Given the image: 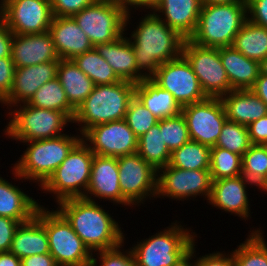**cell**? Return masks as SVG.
<instances>
[{"label":"cell","instance_id":"cell-46","mask_svg":"<svg viewBox=\"0 0 267 266\" xmlns=\"http://www.w3.org/2000/svg\"><path fill=\"white\" fill-rule=\"evenodd\" d=\"M247 19L267 28V0H248Z\"/></svg>","mask_w":267,"mask_h":266},{"label":"cell","instance_id":"cell-17","mask_svg":"<svg viewBox=\"0 0 267 266\" xmlns=\"http://www.w3.org/2000/svg\"><path fill=\"white\" fill-rule=\"evenodd\" d=\"M82 141L94 154L100 156L118 158L134 154L138 148V137L124 119L87 129L82 134Z\"/></svg>","mask_w":267,"mask_h":266},{"label":"cell","instance_id":"cell-6","mask_svg":"<svg viewBox=\"0 0 267 266\" xmlns=\"http://www.w3.org/2000/svg\"><path fill=\"white\" fill-rule=\"evenodd\" d=\"M177 220L131 247L136 266H172L195 242L197 234L184 228ZM192 231V232H191Z\"/></svg>","mask_w":267,"mask_h":266},{"label":"cell","instance_id":"cell-51","mask_svg":"<svg viewBox=\"0 0 267 266\" xmlns=\"http://www.w3.org/2000/svg\"><path fill=\"white\" fill-rule=\"evenodd\" d=\"M251 90L267 105V76L259 73Z\"/></svg>","mask_w":267,"mask_h":266},{"label":"cell","instance_id":"cell-22","mask_svg":"<svg viewBox=\"0 0 267 266\" xmlns=\"http://www.w3.org/2000/svg\"><path fill=\"white\" fill-rule=\"evenodd\" d=\"M201 7L200 0H159L152 11L157 12L169 28L190 39L197 28Z\"/></svg>","mask_w":267,"mask_h":266},{"label":"cell","instance_id":"cell-8","mask_svg":"<svg viewBox=\"0 0 267 266\" xmlns=\"http://www.w3.org/2000/svg\"><path fill=\"white\" fill-rule=\"evenodd\" d=\"M94 153L82 140L41 186L43 193H52L55 202L84 198L90 182Z\"/></svg>","mask_w":267,"mask_h":266},{"label":"cell","instance_id":"cell-32","mask_svg":"<svg viewBox=\"0 0 267 266\" xmlns=\"http://www.w3.org/2000/svg\"><path fill=\"white\" fill-rule=\"evenodd\" d=\"M137 153L157 171L169 164L171 152L163 141L160 120L138 138Z\"/></svg>","mask_w":267,"mask_h":266},{"label":"cell","instance_id":"cell-41","mask_svg":"<svg viewBox=\"0 0 267 266\" xmlns=\"http://www.w3.org/2000/svg\"><path fill=\"white\" fill-rule=\"evenodd\" d=\"M124 120L138 138L159 121L136 96L129 103Z\"/></svg>","mask_w":267,"mask_h":266},{"label":"cell","instance_id":"cell-11","mask_svg":"<svg viewBox=\"0 0 267 266\" xmlns=\"http://www.w3.org/2000/svg\"><path fill=\"white\" fill-rule=\"evenodd\" d=\"M122 205L139 206L157 195L158 171L137 152L117 158Z\"/></svg>","mask_w":267,"mask_h":266},{"label":"cell","instance_id":"cell-4","mask_svg":"<svg viewBox=\"0 0 267 266\" xmlns=\"http://www.w3.org/2000/svg\"><path fill=\"white\" fill-rule=\"evenodd\" d=\"M135 87L136 84L125 80L109 85H95L75 110L72 123H78L82 135L93 126L123 120L129 103L135 97Z\"/></svg>","mask_w":267,"mask_h":266},{"label":"cell","instance_id":"cell-9","mask_svg":"<svg viewBox=\"0 0 267 266\" xmlns=\"http://www.w3.org/2000/svg\"><path fill=\"white\" fill-rule=\"evenodd\" d=\"M42 206V225L49 240V253L58 266H91L92 253L67 220L57 211Z\"/></svg>","mask_w":267,"mask_h":266},{"label":"cell","instance_id":"cell-49","mask_svg":"<svg viewBox=\"0 0 267 266\" xmlns=\"http://www.w3.org/2000/svg\"><path fill=\"white\" fill-rule=\"evenodd\" d=\"M13 32L0 19V58L11 57Z\"/></svg>","mask_w":267,"mask_h":266},{"label":"cell","instance_id":"cell-50","mask_svg":"<svg viewBox=\"0 0 267 266\" xmlns=\"http://www.w3.org/2000/svg\"><path fill=\"white\" fill-rule=\"evenodd\" d=\"M21 266H58L50 253L35 254L21 259Z\"/></svg>","mask_w":267,"mask_h":266},{"label":"cell","instance_id":"cell-38","mask_svg":"<svg viewBox=\"0 0 267 266\" xmlns=\"http://www.w3.org/2000/svg\"><path fill=\"white\" fill-rule=\"evenodd\" d=\"M210 174L212 181L242 175V156L220 147H211Z\"/></svg>","mask_w":267,"mask_h":266},{"label":"cell","instance_id":"cell-42","mask_svg":"<svg viewBox=\"0 0 267 266\" xmlns=\"http://www.w3.org/2000/svg\"><path fill=\"white\" fill-rule=\"evenodd\" d=\"M124 244L123 242L121 245L112 249L93 253L91 266H136L131 249H125L126 251L124 249L122 250ZM94 254L98 255L96 256ZM94 256L98 258L99 265H97L98 261Z\"/></svg>","mask_w":267,"mask_h":266},{"label":"cell","instance_id":"cell-14","mask_svg":"<svg viewBox=\"0 0 267 266\" xmlns=\"http://www.w3.org/2000/svg\"><path fill=\"white\" fill-rule=\"evenodd\" d=\"M0 19L13 34L47 32L53 19L50 0H3Z\"/></svg>","mask_w":267,"mask_h":266},{"label":"cell","instance_id":"cell-12","mask_svg":"<svg viewBox=\"0 0 267 266\" xmlns=\"http://www.w3.org/2000/svg\"><path fill=\"white\" fill-rule=\"evenodd\" d=\"M182 55L192 66L201 89L207 97L220 98L233 90L223 67L219 48L203 47L190 39H185Z\"/></svg>","mask_w":267,"mask_h":266},{"label":"cell","instance_id":"cell-15","mask_svg":"<svg viewBox=\"0 0 267 266\" xmlns=\"http://www.w3.org/2000/svg\"><path fill=\"white\" fill-rule=\"evenodd\" d=\"M151 79L169 91L181 107L207 98L192 66L183 55L162 64Z\"/></svg>","mask_w":267,"mask_h":266},{"label":"cell","instance_id":"cell-56","mask_svg":"<svg viewBox=\"0 0 267 266\" xmlns=\"http://www.w3.org/2000/svg\"><path fill=\"white\" fill-rule=\"evenodd\" d=\"M260 74L267 76V57L259 63Z\"/></svg>","mask_w":267,"mask_h":266},{"label":"cell","instance_id":"cell-21","mask_svg":"<svg viewBox=\"0 0 267 266\" xmlns=\"http://www.w3.org/2000/svg\"><path fill=\"white\" fill-rule=\"evenodd\" d=\"M11 57L15 68L60 60L49 31L36 34H13Z\"/></svg>","mask_w":267,"mask_h":266},{"label":"cell","instance_id":"cell-37","mask_svg":"<svg viewBox=\"0 0 267 266\" xmlns=\"http://www.w3.org/2000/svg\"><path fill=\"white\" fill-rule=\"evenodd\" d=\"M242 175L258 188L267 179V145L252 144L242 156Z\"/></svg>","mask_w":267,"mask_h":266},{"label":"cell","instance_id":"cell-57","mask_svg":"<svg viewBox=\"0 0 267 266\" xmlns=\"http://www.w3.org/2000/svg\"><path fill=\"white\" fill-rule=\"evenodd\" d=\"M96 1L117 4L126 9V0H96Z\"/></svg>","mask_w":267,"mask_h":266},{"label":"cell","instance_id":"cell-30","mask_svg":"<svg viewBox=\"0 0 267 266\" xmlns=\"http://www.w3.org/2000/svg\"><path fill=\"white\" fill-rule=\"evenodd\" d=\"M57 78L69 103L75 109L87 98L95 86L93 81L78 68L73 60H59Z\"/></svg>","mask_w":267,"mask_h":266},{"label":"cell","instance_id":"cell-5","mask_svg":"<svg viewBox=\"0 0 267 266\" xmlns=\"http://www.w3.org/2000/svg\"><path fill=\"white\" fill-rule=\"evenodd\" d=\"M247 20V4L202 5L195 33L190 40L203 47L232 46Z\"/></svg>","mask_w":267,"mask_h":266},{"label":"cell","instance_id":"cell-53","mask_svg":"<svg viewBox=\"0 0 267 266\" xmlns=\"http://www.w3.org/2000/svg\"><path fill=\"white\" fill-rule=\"evenodd\" d=\"M0 266H21V259L10 251L0 252Z\"/></svg>","mask_w":267,"mask_h":266},{"label":"cell","instance_id":"cell-47","mask_svg":"<svg viewBox=\"0 0 267 266\" xmlns=\"http://www.w3.org/2000/svg\"><path fill=\"white\" fill-rule=\"evenodd\" d=\"M195 266H235L232 252L229 254L222 251L205 254L197 257Z\"/></svg>","mask_w":267,"mask_h":266},{"label":"cell","instance_id":"cell-54","mask_svg":"<svg viewBox=\"0 0 267 266\" xmlns=\"http://www.w3.org/2000/svg\"><path fill=\"white\" fill-rule=\"evenodd\" d=\"M195 243L196 242H194L193 245L191 246V249L172 266H195V260L194 259L196 258L195 254L197 252L195 250L197 248V247H195V246H197ZM192 259L194 262L192 261Z\"/></svg>","mask_w":267,"mask_h":266},{"label":"cell","instance_id":"cell-40","mask_svg":"<svg viewBox=\"0 0 267 266\" xmlns=\"http://www.w3.org/2000/svg\"><path fill=\"white\" fill-rule=\"evenodd\" d=\"M160 131L162 132L163 141L171 153L191 140L187 123L182 113L161 119Z\"/></svg>","mask_w":267,"mask_h":266},{"label":"cell","instance_id":"cell-33","mask_svg":"<svg viewBox=\"0 0 267 266\" xmlns=\"http://www.w3.org/2000/svg\"><path fill=\"white\" fill-rule=\"evenodd\" d=\"M27 104L37 108L64 112L71 120H73L76 110L69 103L57 77L39 87Z\"/></svg>","mask_w":267,"mask_h":266},{"label":"cell","instance_id":"cell-58","mask_svg":"<svg viewBox=\"0 0 267 266\" xmlns=\"http://www.w3.org/2000/svg\"><path fill=\"white\" fill-rule=\"evenodd\" d=\"M257 189H260L261 191L266 192V194H267V179H266V181H265L259 188H257Z\"/></svg>","mask_w":267,"mask_h":266},{"label":"cell","instance_id":"cell-45","mask_svg":"<svg viewBox=\"0 0 267 266\" xmlns=\"http://www.w3.org/2000/svg\"><path fill=\"white\" fill-rule=\"evenodd\" d=\"M20 222L8 217L0 216V252L10 250L12 240Z\"/></svg>","mask_w":267,"mask_h":266},{"label":"cell","instance_id":"cell-48","mask_svg":"<svg viewBox=\"0 0 267 266\" xmlns=\"http://www.w3.org/2000/svg\"><path fill=\"white\" fill-rule=\"evenodd\" d=\"M251 144L267 145V115L247 126Z\"/></svg>","mask_w":267,"mask_h":266},{"label":"cell","instance_id":"cell-31","mask_svg":"<svg viewBox=\"0 0 267 266\" xmlns=\"http://www.w3.org/2000/svg\"><path fill=\"white\" fill-rule=\"evenodd\" d=\"M232 46L247 58L260 63L267 57V28L247 19Z\"/></svg>","mask_w":267,"mask_h":266},{"label":"cell","instance_id":"cell-35","mask_svg":"<svg viewBox=\"0 0 267 266\" xmlns=\"http://www.w3.org/2000/svg\"><path fill=\"white\" fill-rule=\"evenodd\" d=\"M211 147L190 140L171 153L169 165L185 170H209Z\"/></svg>","mask_w":267,"mask_h":266},{"label":"cell","instance_id":"cell-25","mask_svg":"<svg viewBox=\"0 0 267 266\" xmlns=\"http://www.w3.org/2000/svg\"><path fill=\"white\" fill-rule=\"evenodd\" d=\"M227 120L244 126L267 115V105L251 90H232L220 97Z\"/></svg>","mask_w":267,"mask_h":266},{"label":"cell","instance_id":"cell-13","mask_svg":"<svg viewBox=\"0 0 267 266\" xmlns=\"http://www.w3.org/2000/svg\"><path fill=\"white\" fill-rule=\"evenodd\" d=\"M211 187L210 170H185L168 164L158 170L156 198L184 201L203 196L209 200Z\"/></svg>","mask_w":267,"mask_h":266},{"label":"cell","instance_id":"cell-26","mask_svg":"<svg viewBox=\"0 0 267 266\" xmlns=\"http://www.w3.org/2000/svg\"><path fill=\"white\" fill-rule=\"evenodd\" d=\"M219 55L233 90L254 86L260 73L259 62L247 58L233 46L220 47Z\"/></svg>","mask_w":267,"mask_h":266},{"label":"cell","instance_id":"cell-16","mask_svg":"<svg viewBox=\"0 0 267 266\" xmlns=\"http://www.w3.org/2000/svg\"><path fill=\"white\" fill-rule=\"evenodd\" d=\"M184 116L190 139L209 147L216 145L221 129L227 120L223 103L218 97L186 105L181 111Z\"/></svg>","mask_w":267,"mask_h":266},{"label":"cell","instance_id":"cell-18","mask_svg":"<svg viewBox=\"0 0 267 266\" xmlns=\"http://www.w3.org/2000/svg\"><path fill=\"white\" fill-rule=\"evenodd\" d=\"M247 185L252 187L254 184L243 175L214 180L207 203L246 221L251 215Z\"/></svg>","mask_w":267,"mask_h":266},{"label":"cell","instance_id":"cell-43","mask_svg":"<svg viewBox=\"0 0 267 266\" xmlns=\"http://www.w3.org/2000/svg\"><path fill=\"white\" fill-rule=\"evenodd\" d=\"M96 0H50L52 14L56 17H72Z\"/></svg>","mask_w":267,"mask_h":266},{"label":"cell","instance_id":"cell-10","mask_svg":"<svg viewBox=\"0 0 267 266\" xmlns=\"http://www.w3.org/2000/svg\"><path fill=\"white\" fill-rule=\"evenodd\" d=\"M131 14L120 5L95 1L72 18L95 46L114 42L127 33Z\"/></svg>","mask_w":267,"mask_h":266},{"label":"cell","instance_id":"cell-52","mask_svg":"<svg viewBox=\"0 0 267 266\" xmlns=\"http://www.w3.org/2000/svg\"><path fill=\"white\" fill-rule=\"evenodd\" d=\"M159 0H126V11L130 12L132 9H150L152 10ZM131 9V10H130Z\"/></svg>","mask_w":267,"mask_h":266},{"label":"cell","instance_id":"cell-7","mask_svg":"<svg viewBox=\"0 0 267 266\" xmlns=\"http://www.w3.org/2000/svg\"><path fill=\"white\" fill-rule=\"evenodd\" d=\"M14 107L9 109L7 115L10 121L3 131L6 137L16 142L55 138L65 134L61 133L63 129L72 124V120L61 111L37 108L27 103Z\"/></svg>","mask_w":267,"mask_h":266},{"label":"cell","instance_id":"cell-28","mask_svg":"<svg viewBox=\"0 0 267 266\" xmlns=\"http://www.w3.org/2000/svg\"><path fill=\"white\" fill-rule=\"evenodd\" d=\"M39 206L37 200L0 176V216L24 223L35 215Z\"/></svg>","mask_w":267,"mask_h":266},{"label":"cell","instance_id":"cell-39","mask_svg":"<svg viewBox=\"0 0 267 266\" xmlns=\"http://www.w3.org/2000/svg\"><path fill=\"white\" fill-rule=\"evenodd\" d=\"M251 145L247 126L226 120L214 147L243 156Z\"/></svg>","mask_w":267,"mask_h":266},{"label":"cell","instance_id":"cell-20","mask_svg":"<svg viewBox=\"0 0 267 266\" xmlns=\"http://www.w3.org/2000/svg\"><path fill=\"white\" fill-rule=\"evenodd\" d=\"M58 64L59 61H50L47 63L15 68L11 92L2 102L3 106H7V109H11L16 105L27 103L39 87L57 77Z\"/></svg>","mask_w":267,"mask_h":266},{"label":"cell","instance_id":"cell-3","mask_svg":"<svg viewBox=\"0 0 267 266\" xmlns=\"http://www.w3.org/2000/svg\"><path fill=\"white\" fill-rule=\"evenodd\" d=\"M81 140V134H63L55 138L22 142L27 148L20 155L21 159L12 164V175L19 180L36 182L41 187Z\"/></svg>","mask_w":267,"mask_h":266},{"label":"cell","instance_id":"cell-44","mask_svg":"<svg viewBox=\"0 0 267 266\" xmlns=\"http://www.w3.org/2000/svg\"><path fill=\"white\" fill-rule=\"evenodd\" d=\"M15 66L12 57L0 58V101L3 102L10 94L13 85Z\"/></svg>","mask_w":267,"mask_h":266},{"label":"cell","instance_id":"cell-27","mask_svg":"<svg viewBox=\"0 0 267 266\" xmlns=\"http://www.w3.org/2000/svg\"><path fill=\"white\" fill-rule=\"evenodd\" d=\"M125 35L111 43L97 44L94 48L121 80L138 84V68L135 55L132 45Z\"/></svg>","mask_w":267,"mask_h":266},{"label":"cell","instance_id":"cell-34","mask_svg":"<svg viewBox=\"0 0 267 266\" xmlns=\"http://www.w3.org/2000/svg\"><path fill=\"white\" fill-rule=\"evenodd\" d=\"M260 228L250 231L246 240L232 250L235 266H267V242Z\"/></svg>","mask_w":267,"mask_h":266},{"label":"cell","instance_id":"cell-36","mask_svg":"<svg viewBox=\"0 0 267 266\" xmlns=\"http://www.w3.org/2000/svg\"><path fill=\"white\" fill-rule=\"evenodd\" d=\"M94 83V85H109L121 81L116 72L95 48L72 59Z\"/></svg>","mask_w":267,"mask_h":266},{"label":"cell","instance_id":"cell-23","mask_svg":"<svg viewBox=\"0 0 267 266\" xmlns=\"http://www.w3.org/2000/svg\"><path fill=\"white\" fill-rule=\"evenodd\" d=\"M49 33L60 59L72 60L94 48L72 17L53 16Z\"/></svg>","mask_w":267,"mask_h":266},{"label":"cell","instance_id":"cell-1","mask_svg":"<svg viewBox=\"0 0 267 266\" xmlns=\"http://www.w3.org/2000/svg\"><path fill=\"white\" fill-rule=\"evenodd\" d=\"M128 38L138 68V83L151 79L157 69L182 55L185 39L152 10H149ZM146 71V72H145Z\"/></svg>","mask_w":267,"mask_h":266},{"label":"cell","instance_id":"cell-2","mask_svg":"<svg viewBox=\"0 0 267 266\" xmlns=\"http://www.w3.org/2000/svg\"><path fill=\"white\" fill-rule=\"evenodd\" d=\"M56 209L71 225L85 246L93 254L98 251L112 249L124 242L122 228L106 212L98 201L85 198H70L57 203Z\"/></svg>","mask_w":267,"mask_h":266},{"label":"cell","instance_id":"cell-19","mask_svg":"<svg viewBox=\"0 0 267 266\" xmlns=\"http://www.w3.org/2000/svg\"><path fill=\"white\" fill-rule=\"evenodd\" d=\"M84 198L94 202L98 198L105 199V201H110L113 205H122L116 157L94 154L90 182Z\"/></svg>","mask_w":267,"mask_h":266},{"label":"cell","instance_id":"cell-55","mask_svg":"<svg viewBox=\"0 0 267 266\" xmlns=\"http://www.w3.org/2000/svg\"><path fill=\"white\" fill-rule=\"evenodd\" d=\"M202 5L205 4H228V3H237V4H247L248 0H200Z\"/></svg>","mask_w":267,"mask_h":266},{"label":"cell","instance_id":"cell-29","mask_svg":"<svg viewBox=\"0 0 267 266\" xmlns=\"http://www.w3.org/2000/svg\"><path fill=\"white\" fill-rule=\"evenodd\" d=\"M135 96L159 120L179 115L182 111L173 95L152 79H144L136 84Z\"/></svg>","mask_w":267,"mask_h":266},{"label":"cell","instance_id":"cell-24","mask_svg":"<svg viewBox=\"0 0 267 266\" xmlns=\"http://www.w3.org/2000/svg\"><path fill=\"white\" fill-rule=\"evenodd\" d=\"M9 251L20 259L49 253L48 235L42 225V206L29 221L17 227Z\"/></svg>","mask_w":267,"mask_h":266}]
</instances>
